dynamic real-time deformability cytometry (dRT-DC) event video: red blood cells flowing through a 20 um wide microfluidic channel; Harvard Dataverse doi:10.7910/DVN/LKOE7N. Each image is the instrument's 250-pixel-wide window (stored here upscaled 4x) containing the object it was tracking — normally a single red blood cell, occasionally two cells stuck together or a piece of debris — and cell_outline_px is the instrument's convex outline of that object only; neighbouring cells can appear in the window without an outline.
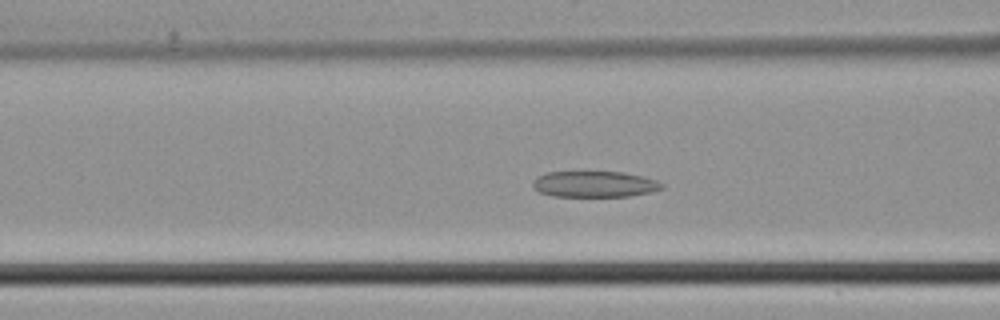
{"species": "common noctule bat (a hibernating species)", "species_latin": "Nyctalus noctula", "temperature_condition": "cold", "stored_images_in_passage": 25, "camera_frame_rate_fps": 3000, "um_per_image_px": 0.085, "animal": {"sex": "male", "body_mass_g": 21.5, "forearm_length_mm": 52.0}, "frame": {"image": 1, "passage_image": 17, "time_ms": 5.333, "image_size_px": [1000, 320], "cell_outline_px": [[664, 188], [652, 192], [628, 196], [552, 196], [540, 192], [532, 188], [532, 180], [536, 176], [548, 172], [624, 172], [644, 176], [656, 180], [664, 184]], "centroid_in_image_um": [50.53, 15.65], "position_along_channel_um": 116.1, "area_um2": 19.77}}
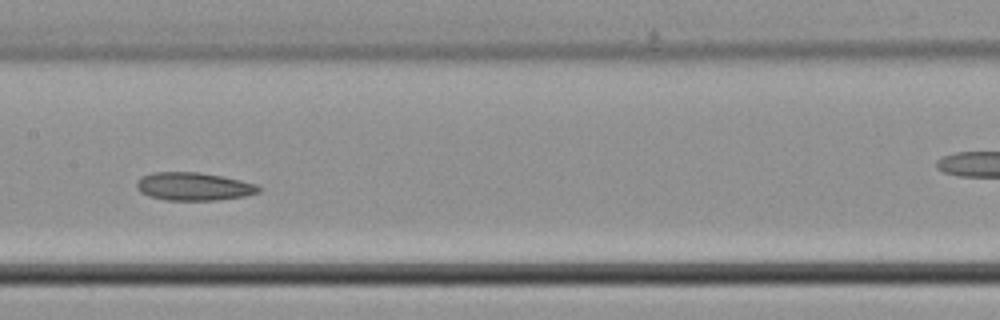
{"frame": {"image": 2, "passage_image": 22, "time_ms": 7.0, "image_size_px": [1000, 320], "cell_outline_px": [[264, 188], [260, 192], [244, 196], [216, 200], [164, 200], [148, 196], [140, 192], [136, 188], [136, 180], [140, 176], [152, 172], [200, 172], [240, 180], [256, 184]], "centroid_in_image_um": [16.43, 15.85], "position_along_channel_um": 191.0, "area_um2": 20.17}}
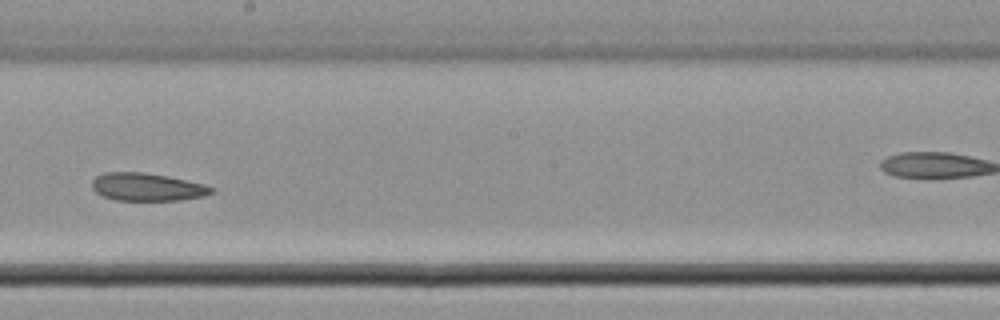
{"frame": {"image": 3, "passage_image": 25, "time_ms": 8.0, "image_size_px": [1000, 320], "cell_outline_px": [[216, 188], [212, 192], [204, 196], [180, 200], [116, 200], [104, 196], [96, 192], [92, 188], [92, 180], [96, 176], [104, 172], [144, 172], [168, 176], [204, 184]], "centroid_in_image_um": [12.51, 15.88], "position_along_channel_um": 235.7, "area_um2": 19.36}}